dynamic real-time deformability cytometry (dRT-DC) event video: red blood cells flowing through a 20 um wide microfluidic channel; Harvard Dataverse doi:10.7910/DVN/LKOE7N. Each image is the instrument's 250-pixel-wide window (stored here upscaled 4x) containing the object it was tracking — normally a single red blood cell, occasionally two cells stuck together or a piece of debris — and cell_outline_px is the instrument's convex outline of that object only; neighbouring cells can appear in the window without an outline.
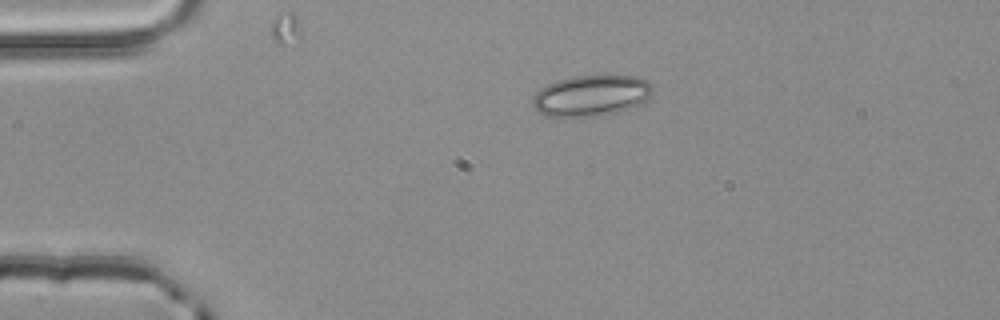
{"species": "common noctule bat (a hibernating species)", "species_latin": "Nyctalus noctula", "temperature_condition": "room temperature", "stored_images_in_passage": 3, "camera_frame_rate_fps": 3000, "um_per_image_px": 0.085, "animal": {"sex": "male", "body_mass_g": 20.4}, "frame": {"image": 1, "passage_image": 3, "time_ms": 0.667, "image_size_px": [1000, 320], "cell_outline_px": [[652, 92], [640, 104], [616, 112], [596, 116], [564, 120], [544, 116], [536, 112], [532, 108], [532, 96], [540, 88], [556, 80], [572, 76], [636, 76], [648, 80], [652, 84]], "centroid_in_image_um": [50.14, 8.17], "position_along_channel_um": 34.9, "area_um2": 29.48}}